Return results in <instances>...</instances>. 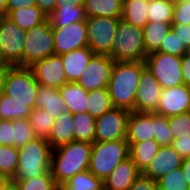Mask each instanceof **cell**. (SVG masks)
<instances>
[{
    "mask_svg": "<svg viewBox=\"0 0 190 190\" xmlns=\"http://www.w3.org/2000/svg\"><path fill=\"white\" fill-rule=\"evenodd\" d=\"M144 61H116L109 84L108 93L113 107L134 111L135 97Z\"/></svg>",
    "mask_w": 190,
    "mask_h": 190,
    "instance_id": "1",
    "label": "cell"
},
{
    "mask_svg": "<svg viewBox=\"0 0 190 190\" xmlns=\"http://www.w3.org/2000/svg\"><path fill=\"white\" fill-rule=\"evenodd\" d=\"M92 143L72 141L53 149L51 155V174L61 186L77 173L88 170Z\"/></svg>",
    "mask_w": 190,
    "mask_h": 190,
    "instance_id": "2",
    "label": "cell"
},
{
    "mask_svg": "<svg viewBox=\"0 0 190 190\" xmlns=\"http://www.w3.org/2000/svg\"><path fill=\"white\" fill-rule=\"evenodd\" d=\"M18 149V168L11 180L40 177L50 171L53 149L46 138L36 137Z\"/></svg>",
    "mask_w": 190,
    "mask_h": 190,
    "instance_id": "3",
    "label": "cell"
},
{
    "mask_svg": "<svg viewBox=\"0 0 190 190\" xmlns=\"http://www.w3.org/2000/svg\"><path fill=\"white\" fill-rule=\"evenodd\" d=\"M109 56L115 61H144L143 30L119 19Z\"/></svg>",
    "mask_w": 190,
    "mask_h": 190,
    "instance_id": "4",
    "label": "cell"
},
{
    "mask_svg": "<svg viewBox=\"0 0 190 190\" xmlns=\"http://www.w3.org/2000/svg\"><path fill=\"white\" fill-rule=\"evenodd\" d=\"M127 157H129V144L126 139L94 142L88 170L103 180Z\"/></svg>",
    "mask_w": 190,
    "mask_h": 190,
    "instance_id": "5",
    "label": "cell"
},
{
    "mask_svg": "<svg viewBox=\"0 0 190 190\" xmlns=\"http://www.w3.org/2000/svg\"><path fill=\"white\" fill-rule=\"evenodd\" d=\"M38 89L39 83L29 67L11 66L6 74L2 92L19 104H27L33 110Z\"/></svg>",
    "mask_w": 190,
    "mask_h": 190,
    "instance_id": "6",
    "label": "cell"
},
{
    "mask_svg": "<svg viewBox=\"0 0 190 190\" xmlns=\"http://www.w3.org/2000/svg\"><path fill=\"white\" fill-rule=\"evenodd\" d=\"M55 55L54 33L48 18L26 31V41L22 54V66L29 67L33 63Z\"/></svg>",
    "mask_w": 190,
    "mask_h": 190,
    "instance_id": "7",
    "label": "cell"
},
{
    "mask_svg": "<svg viewBox=\"0 0 190 190\" xmlns=\"http://www.w3.org/2000/svg\"><path fill=\"white\" fill-rule=\"evenodd\" d=\"M26 31L6 15L0 16V60L11 66H22Z\"/></svg>",
    "mask_w": 190,
    "mask_h": 190,
    "instance_id": "8",
    "label": "cell"
},
{
    "mask_svg": "<svg viewBox=\"0 0 190 190\" xmlns=\"http://www.w3.org/2000/svg\"><path fill=\"white\" fill-rule=\"evenodd\" d=\"M144 63L162 89L184 84L181 73V57L163 52H153L147 55Z\"/></svg>",
    "mask_w": 190,
    "mask_h": 190,
    "instance_id": "9",
    "label": "cell"
},
{
    "mask_svg": "<svg viewBox=\"0 0 190 190\" xmlns=\"http://www.w3.org/2000/svg\"><path fill=\"white\" fill-rule=\"evenodd\" d=\"M121 18L86 17L88 47L95 54L109 55Z\"/></svg>",
    "mask_w": 190,
    "mask_h": 190,
    "instance_id": "10",
    "label": "cell"
},
{
    "mask_svg": "<svg viewBox=\"0 0 190 190\" xmlns=\"http://www.w3.org/2000/svg\"><path fill=\"white\" fill-rule=\"evenodd\" d=\"M131 111L113 107L96 118L94 142H108L126 139L127 120Z\"/></svg>",
    "mask_w": 190,
    "mask_h": 190,
    "instance_id": "11",
    "label": "cell"
},
{
    "mask_svg": "<svg viewBox=\"0 0 190 190\" xmlns=\"http://www.w3.org/2000/svg\"><path fill=\"white\" fill-rule=\"evenodd\" d=\"M115 62L109 55L94 54L76 82L87 92L107 88Z\"/></svg>",
    "mask_w": 190,
    "mask_h": 190,
    "instance_id": "12",
    "label": "cell"
},
{
    "mask_svg": "<svg viewBox=\"0 0 190 190\" xmlns=\"http://www.w3.org/2000/svg\"><path fill=\"white\" fill-rule=\"evenodd\" d=\"M55 55H62L88 46L86 20L77 21L64 27H52Z\"/></svg>",
    "mask_w": 190,
    "mask_h": 190,
    "instance_id": "13",
    "label": "cell"
},
{
    "mask_svg": "<svg viewBox=\"0 0 190 190\" xmlns=\"http://www.w3.org/2000/svg\"><path fill=\"white\" fill-rule=\"evenodd\" d=\"M39 85L60 88L68 83L60 55H52L29 66Z\"/></svg>",
    "mask_w": 190,
    "mask_h": 190,
    "instance_id": "14",
    "label": "cell"
},
{
    "mask_svg": "<svg viewBox=\"0 0 190 190\" xmlns=\"http://www.w3.org/2000/svg\"><path fill=\"white\" fill-rule=\"evenodd\" d=\"M162 88L157 79L145 68L140 75L134 112L154 113L158 107Z\"/></svg>",
    "mask_w": 190,
    "mask_h": 190,
    "instance_id": "15",
    "label": "cell"
},
{
    "mask_svg": "<svg viewBox=\"0 0 190 190\" xmlns=\"http://www.w3.org/2000/svg\"><path fill=\"white\" fill-rule=\"evenodd\" d=\"M190 111V86L179 85L162 89L158 107L154 113L172 117Z\"/></svg>",
    "mask_w": 190,
    "mask_h": 190,
    "instance_id": "16",
    "label": "cell"
},
{
    "mask_svg": "<svg viewBox=\"0 0 190 190\" xmlns=\"http://www.w3.org/2000/svg\"><path fill=\"white\" fill-rule=\"evenodd\" d=\"M182 163L183 158L171 145L161 146L155 157L141 174L153 180H158L167 173L180 168Z\"/></svg>",
    "mask_w": 190,
    "mask_h": 190,
    "instance_id": "17",
    "label": "cell"
},
{
    "mask_svg": "<svg viewBox=\"0 0 190 190\" xmlns=\"http://www.w3.org/2000/svg\"><path fill=\"white\" fill-rule=\"evenodd\" d=\"M155 113L131 111L127 120V142H142L154 139Z\"/></svg>",
    "mask_w": 190,
    "mask_h": 190,
    "instance_id": "18",
    "label": "cell"
},
{
    "mask_svg": "<svg viewBox=\"0 0 190 190\" xmlns=\"http://www.w3.org/2000/svg\"><path fill=\"white\" fill-rule=\"evenodd\" d=\"M141 174L135 163L127 157L103 179L104 190H129L135 179Z\"/></svg>",
    "mask_w": 190,
    "mask_h": 190,
    "instance_id": "19",
    "label": "cell"
},
{
    "mask_svg": "<svg viewBox=\"0 0 190 190\" xmlns=\"http://www.w3.org/2000/svg\"><path fill=\"white\" fill-rule=\"evenodd\" d=\"M95 53L87 46L60 55L67 82H76Z\"/></svg>",
    "mask_w": 190,
    "mask_h": 190,
    "instance_id": "20",
    "label": "cell"
},
{
    "mask_svg": "<svg viewBox=\"0 0 190 190\" xmlns=\"http://www.w3.org/2000/svg\"><path fill=\"white\" fill-rule=\"evenodd\" d=\"M73 126V114L68 110L61 112L59 117L55 119L51 132L46 138L52 149L66 145L75 140Z\"/></svg>",
    "mask_w": 190,
    "mask_h": 190,
    "instance_id": "21",
    "label": "cell"
},
{
    "mask_svg": "<svg viewBox=\"0 0 190 190\" xmlns=\"http://www.w3.org/2000/svg\"><path fill=\"white\" fill-rule=\"evenodd\" d=\"M66 109L71 114L87 112L88 92L77 82H68L59 88Z\"/></svg>",
    "mask_w": 190,
    "mask_h": 190,
    "instance_id": "22",
    "label": "cell"
},
{
    "mask_svg": "<svg viewBox=\"0 0 190 190\" xmlns=\"http://www.w3.org/2000/svg\"><path fill=\"white\" fill-rule=\"evenodd\" d=\"M35 108L44 109L54 119L67 110L59 89L43 85H39Z\"/></svg>",
    "mask_w": 190,
    "mask_h": 190,
    "instance_id": "23",
    "label": "cell"
},
{
    "mask_svg": "<svg viewBox=\"0 0 190 190\" xmlns=\"http://www.w3.org/2000/svg\"><path fill=\"white\" fill-rule=\"evenodd\" d=\"M129 157L142 172L160 149V145L154 139L142 142H128Z\"/></svg>",
    "mask_w": 190,
    "mask_h": 190,
    "instance_id": "24",
    "label": "cell"
},
{
    "mask_svg": "<svg viewBox=\"0 0 190 190\" xmlns=\"http://www.w3.org/2000/svg\"><path fill=\"white\" fill-rule=\"evenodd\" d=\"M172 23L148 21L143 30V42L145 51L148 54L157 52L166 34L171 30Z\"/></svg>",
    "mask_w": 190,
    "mask_h": 190,
    "instance_id": "25",
    "label": "cell"
},
{
    "mask_svg": "<svg viewBox=\"0 0 190 190\" xmlns=\"http://www.w3.org/2000/svg\"><path fill=\"white\" fill-rule=\"evenodd\" d=\"M123 0H84L86 17L121 18Z\"/></svg>",
    "mask_w": 190,
    "mask_h": 190,
    "instance_id": "26",
    "label": "cell"
},
{
    "mask_svg": "<svg viewBox=\"0 0 190 190\" xmlns=\"http://www.w3.org/2000/svg\"><path fill=\"white\" fill-rule=\"evenodd\" d=\"M6 16L24 31L43 23L48 18L36 5L30 8L23 7L17 10H11Z\"/></svg>",
    "mask_w": 190,
    "mask_h": 190,
    "instance_id": "27",
    "label": "cell"
},
{
    "mask_svg": "<svg viewBox=\"0 0 190 190\" xmlns=\"http://www.w3.org/2000/svg\"><path fill=\"white\" fill-rule=\"evenodd\" d=\"M149 0H123L121 19L136 27L143 28L148 22Z\"/></svg>",
    "mask_w": 190,
    "mask_h": 190,
    "instance_id": "28",
    "label": "cell"
},
{
    "mask_svg": "<svg viewBox=\"0 0 190 190\" xmlns=\"http://www.w3.org/2000/svg\"><path fill=\"white\" fill-rule=\"evenodd\" d=\"M47 17L51 27H64L86 20L84 6H56Z\"/></svg>",
    "mask_w": 190,
    "mask_h": 190,
    "instance_id": "29",
    "label": "cell"
},
{
    "mask_svg": "<svg viewBox=\"0 0 190 190\" xmlns=\"http://www.w3.org/2000/svg\"><path fill=\"white\" fill-rule=\"evenodd\" d=\"M60 190H104L103 180L86 170L64 182Z\"/></svg>",
    "mask_w": 190,
    "mask_h": 190,
    "instance_id": "30",
    "label": "cell"
},
{
    "mask_svg": "<svg viewBox=\"0 0 190 190\" xmlns=\"http://www.w3.org/2000/svg\"><path fill=\"white\" fill-rule=\"evenodd\" d=\"M31 112L27 104H19L11 96L0 92V119H28Z\"/></svg>",
    "mask_w": 190,
    "mask_h": 190,
    "instance_id": "31",
    "label": "cell"
},
{
    "mask_svg": "<svg viewBox=\"0 0 190 190\" xmlns=\"http://www.w3.org/2000/svg\"><path fill=\"white\" fill-rule=\"evenodd\" d=\"M95 121L88 112L73 114L75 141L94 143Z\"/></svg>",
    "mask_w": 190,
    "mask_h": 190,
    "instance_id": "32",
    "label": "cell"
},
{
    "mask_svg": "<svg viewBox=\"0 0 190 190\" xmlns=\"http://www.w3.org/2000/svg\"><path fill=\"white\" fill-rule=\"evenodd\" d=\"M113 108L107 88L88 92L87 112L95 119Z\"/></svg>",
    "mask_w": 190,
    "mask_h": 190,
    "instance_id": "33",
    "label": "cell"
},
{
    "mask_svg": "<svg viewBox=\"0 0 190 190\" xmlns=\"http://www.w3.org/2000/svg\"><path fill=\"white\" fill-rule=\"evenodd\" d=\"M174 6L171 0H149L148 21L173 23Z\"/></svg>",
    "mask_w": 190,
    "mask_h": 190,
    "instance_id": "34",
    "label": "cell"
},
{
    "mask_svg": "<svg viewBox=\"0 0 190 190\" xmlns=\"http://www.w3.org/2000/svg\"><path fill=\"white\" fill-rule=\"evenodd\" d=\"M28 121L37 137L47 138L55 119L44 109L34 108L28 117Z\"/></svg>",
    "mask_w": 190,
    "mask_h": 190,
    "instance_id": "35",
    "label": "cell"
},
{
    "mask_svg": "<svg viewBox=\"0 0 190 190\" xmlns=\"http://www.w3.org/2000/svg\"><path fill=\"white\" fill-rule=\"evenodd\" d=\"M19 149L14 146L0 145V175L12 179L18 168Z\"/></svg>",
    "mask_w": 190,
    "mask_h": 190,
    "instance_id": "36",
    "label": "cell"
},
{
    "mask_svg": "<svg viewBox=\"0 0 190 190\" xmlns=\"http://www.w3.org/2000/svg\"><path fill=\"white\" fill-rule=\"evenodd\" d=\"M13 181L17 183L20 190H60V186L56 183L51 171L40 177Z\"/></svg>",
    "mask_w": 190,
    "mask_h": 190,
    "instance_id": "37",
    "label": "cell"
},
{
    "mask_svg": "<svg viewBox=\"0 0 190 190\" xmlns=\"http://www.w3.org/2000/svg\"><path fill=\"white\" fill-rule=\"evenodd\" d=\"M36 134L32 129L28 119L13 120V146L22 147L29 141L36 138Z\"/></svg>",
    "mask_w": 190,
    "mask_h": 190,
    "instance_id": "38",
    "label": "cell"
},
{
    "mask_svg": "<svg viewBox=\"0 0 190 190\" xmlns=\"http://www.w3.org/2000/svg\"><path fill=\"white\" fill-rule=\"evenodd\" d=\"M159 190H186L189 188L182 168H177L157 180Z\"/></svg>",
    "mask_w": 190,
    "mask_h": 190,
    "instance_id": "39",
    "label": "cell"
},
{
    "mask_svg": "<svg viewBox=\"0 0 190 190\" xmlns=\"http://www.w3.org/2000/svg\"><path fill=\"white\" fill-rule=\"evenodd\" d=\"M168 126L173 139L189 138L190 136V111L176 116L168 117Z\"/></svg>",
    "mask_w": 190,
    "mask_h": 190,
    "instance_id": "40",
    "label": "cell"
},
{
    "mask_svg": "<svg viewBox=\"0 0 190 190\" xmlns=\"http://www.w3.org/2000/svg\"><path fill=\"white\" fill-rule=\"evenodd\" d=\"M186 46L179 39L177 34H175L172 30H170L157 52H163L167 54H171L173 56L182 57L186 54Z\"/></svg>",
    "mask_w": 190,
    "mask_h": 190,
    "instance_id": "41",
    "label": "cell"
},
{
    "mask_svg": "<svg viewBox=\"0 0 190 190\" xmlns=\"http://www.w3.org/2000/svg\"><path fill=\"white\" fill-rule=\"evenodd\" d=\"M154 140L160 146H169L172 144L173 135L168 126V117L155 113V135Z\"/></svg>",
    "mask_w": 190,
    "mask_h": 190,
    "instance_id": "42",
    "label": "cell"
},
{
    "mask_svg": "<svg viewBox=\"0 0 190 190\" xmlns=\"http://www.w3.org/2000/svg\"><path fill=\"white\" fill-rule=\"evenodd\" d=\"M172 24H190V0L175 4Z\"/></svg>",
    "mask_w": 190,
    "mask_h": 190,
    "instance_id": "43",
    "label": "cell"
},
{
    "mask_svg": "<svg viewBox=\"0 0 190 190\" xmlns=\"http://www.w3.org/2000/svg\"><path fill=\"white\" fill-rule=\"evenodd\" d=\"M0 145L13 146V120L0 119Z\"/></svg>",
    "mask_w": 190,
    "mask_h": 190,
    "instance_id": "44",
    "label": "cell"
},
{
    "mask_svg": "<svg viewBox=\"0 0 190 190\" xmlns=\"http://www.w3.org/2000/svg\"><path fill=\"white\" fill-rule=\"evenodd\" d=\"M129 190H159L157 180L140 174Z\"/></svg>",
    "mask_w": 190,
    "mask_h": 190,
    "instance_id": "45",
    "label": "cell"
},
{
    "mask_svg": "<svg viewBox=\"0 0 190 190\" xmlns=\"http://www.w3.org/2000/svg\"><path fill=\"white\" fill-rule=\"evenodd\" d=\"M171 30L186 47L190 46V24H172Z\"/></svg>",
    "mask_w": 190,
    "mask_h": 190,
    "instance_id": "46",
    "label": "cell"
},
{
    "mask_svg": "<svg viewBox=\"0 0 190 190\" xmlns=\"http://www.w3.org/2000/svg\"><path fill=\"white\" fill-rule=\"evenodd\" d=\"M171 146L182 158L190 157V136L189 138H177L172 141Z\"/></svg>",
    "mask_w": 190,
    "mask_h": 190,
    "instance_id": "47",
    "label": "cell"
},
{
    "mask_svg": "<svg viewBox=\"0 0 190 190\" xmlns=\"http://www.w3.org/2000/svg\"><path fill=\"white\" fill-rule=\"evenodd\" d=\"M36 5V0H8L6 6V15L11 10H17L23 7L30 8Z\"/></svg>",
    "mask_w": 190,
    "mask_h": 190,
    "instance_id": "48",
    "label": "cell"
},
{
    "mask_svg": "<svg viewBox=\"0 0 190 190\" xmlns=\"http://www.w3.org/2000/svg\"><path fill=\"white\" fill-rule=\"evenodd\" d=\"M181 73L184 85L190 86V57L186 54L181 57Z\"/></svg>",
    "mask_w": 190,
    "mask_h": 190,
    "instance_id": "49",
    "label": "cell"
},
{
    "mask_svg": "<svg viewBox=\"0 0 190 190\" xmlns=\"http://www.w3.org/2000/svg\"><path fill=\"white\" fill-rule=\"evenodd\" d=\"M58 0H36V6H38L47 16L57 6Z\"/></svg>",
    "mask_w": 190,
    "mask_h": 190,
    "instance_id": "50",
    "label": "cell"
},
{
    "mask_svg": "<svg viewBox=\"0 0 190 190\" xmlns=\"http://www.w3.org/2000/svg\"><path fill=\"white\" fill-rule=\"evenodd\" d=\"M182 171L185 175L188 186L190 187V157L183 158Z\"/></svg>",
    "mask_w": 190,
    "mask_h": 190,
    "instance_id": "51",
    "label": "cell"
},
{
    "mask_svg": "<svg viewBox=\"0 0 190 190\" xmlns=\"http://www.w3.org/2000/svg\"><path fill=\"white\" fill-rule=\"evenodd\" d=\"M10 67L11 65L9 64L3 63L2 65H0V92L3 91L4 80Z\"/></svg>",
    "mask_w": 190,
    "mask_h": 190,
    "instance_id": "52",
    "label": "cell"
},
{
    "mask_svg": "<svg viewBox=\"0 0 190 190\" xmlns=\"http://www.w3.org/2000/svg\"><path fill=\"white\" fill-rule=\"evenodd\" d=\"M84 0H58L57 6H83Z\"/></svg>",
    "mask_w": 190,
    "mask_h": 190,
    "instance_id": "53",
    "label": "cell"
},
{
    "mask_svg": "<svg viewBox=\"0 0 190 190\" xmlns=\"http://www.w3.org/2000/svg\"><path fill=\"white\" fill-rule=\"evenodd\" d=\"M3 190H20L17 183L13 180H10L4 187Z\"/></svg>",
    "mask_w": 190,
    "mask_h": 190,
    "instance_id": "54",
    "label": "cell"
},
{
    "mask_svg": "<svg viewBox=\"0 0 190 190\" xmlns=\"http://www.w3.org/2000/svg\"><path fill=\"white\" fill-rule=\"evenodd\" d=\"M8 0H0V16L6 15V6Z\"/></svg>",
    "mask_w": 190,
    "mask_h": 190,
    "instance_id": "55",
    "label": "cell"
},
{
    "mask_svg": "<svg viewBox=\"0 0 190 190\" xmlns=\"http://www.w3.org/2000/svg\"><path fill=\"white\" fill-rule=\"evenodd\" d=\"M8 177L0 175V190H3L5 185L10 181Z\"/></svg>",
    "mask_w": 190,
    "mask_h": 190,
    "instance_id": "56",
    "label": "cell"
},
{
    "mask_svg": "<svg viewBox=\"0 0 190 190\" xmlns=\"http://www.w3.org/2000/svg\"><path fill=\"white\" fill-rule=\"evenodd\" d=\"M174 4H178L187 0H171Z\"/></svg>",
    "mask_w": 190,
    "mask_h": 190,
    "instance_id": "57",
    "label": "cell"
},
{
    "mask_svg": "<svg viewBox=\"0 0 190 190\" xmlns=\"http://www.w3.org/2000/svg\"><path fill=\"white\" fill-rule=\"evenodd\" d=\"M186 55L190 57V46L186 48Z\"/></svg>",
    "mask_w": 190,
    "mask_h": 190,
    "instance_id": "58",
    "label": "cell"
}]
</instances>
